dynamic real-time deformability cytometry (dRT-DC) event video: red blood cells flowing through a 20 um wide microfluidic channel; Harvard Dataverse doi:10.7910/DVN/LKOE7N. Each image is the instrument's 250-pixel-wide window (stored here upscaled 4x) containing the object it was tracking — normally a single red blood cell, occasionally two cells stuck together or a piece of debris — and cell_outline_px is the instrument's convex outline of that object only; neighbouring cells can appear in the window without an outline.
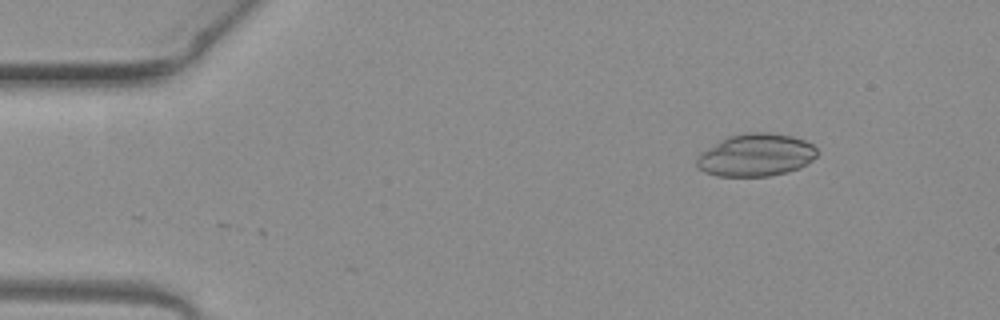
{"species": "common noctule bat (a hibernating species)", "species_latin": "Nyctalus noctula", "temperature_condition": "warm", "stored_images_in_passage": 2, "camera_frame_rate_fps": 3000, "um_per_image_px": 0.085, "animal": {"sex": "female", "body_mass_g": 19.3, "forearm_length_mm": 54.1}, "frame": {"image": 1, "passage_image": 2, "time_ms": 0.333, "image_size_px": [1000, 320], "cell_outline_px": [[820, 152], [812, 160], [800, 168], [788, 172], [768, 176], [716, 176], [704, 172], [696, 164], [696, 156], [700, 152], [720, 140], [728, 136], [748, 132], [768, 132], [792, 136], [804, 140], [812, 144]], "centroid_in_image_um": [64.25, 13.18], "position_along_channel_um": 20.8, "area_um2": 30.11}}